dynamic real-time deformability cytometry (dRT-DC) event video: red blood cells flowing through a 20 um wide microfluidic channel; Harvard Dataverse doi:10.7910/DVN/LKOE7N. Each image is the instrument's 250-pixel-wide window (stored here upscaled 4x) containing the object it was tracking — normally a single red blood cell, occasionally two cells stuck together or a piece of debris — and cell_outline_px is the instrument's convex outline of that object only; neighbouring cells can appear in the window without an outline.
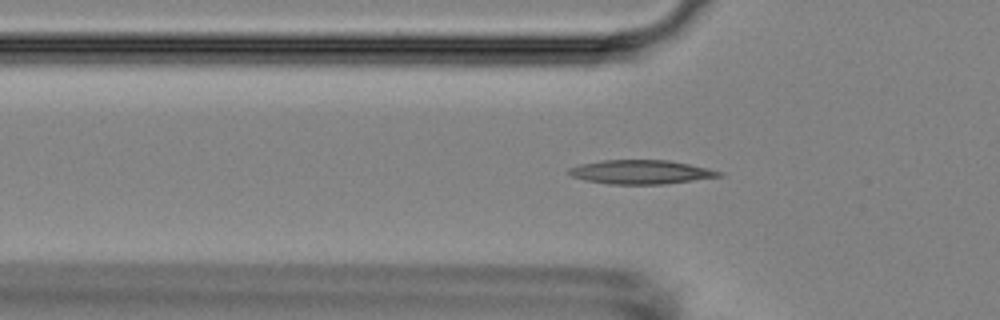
{"species": "Egyptian fruit bat (a non-hibernating species)", "species_latin": "Rousettus aegyptiacus", "temperature_condition": "room temperature", "stored_images_in_passage": 46, "segment_of_instrument_passage": [1, 2], "camera_frame_rate_fps": 3000, "um_per_image_px": 0.085, "animal": {"sex": "female"}, "frame": {"image": 1, "passage_image": 8, "time_ms": 2.333, "image_size_px": [1000, 320], "cell_outline_px": [[724, 176], [664, 184], [608, 184], [584, 180], [572, 176], [568, 172], [568, 168], [580, 164], [600, 160], [668, 160], [708, 168], [724, 172]], "centroid_in_image_um": [54.48, 14.62], "position_along_channel_um": 71.3, "area_um2": 21.04}}
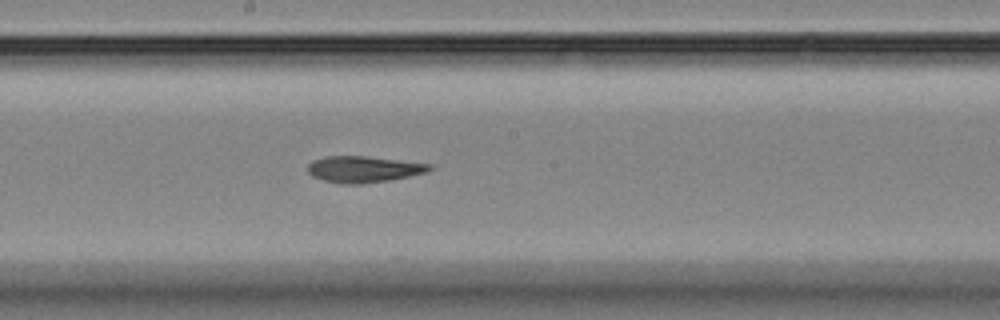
{"frame": {"image": 2, "passage_image": 20, "time_ms": 6.333, "image_size_px": [1000, 320], "cell_outline_px": [[432, 168], [428, 172], [388, 180], [360, 184], [340, 184], [324, 180], [312, 176], [308, 172], [308, 164], [312, 160], [324, 156], [364, 156], [432, 164]], "centroid_in_image_um": [30.87, 14.38], "position_along_channel_um": 217.3, "area_um2": 18.61}}
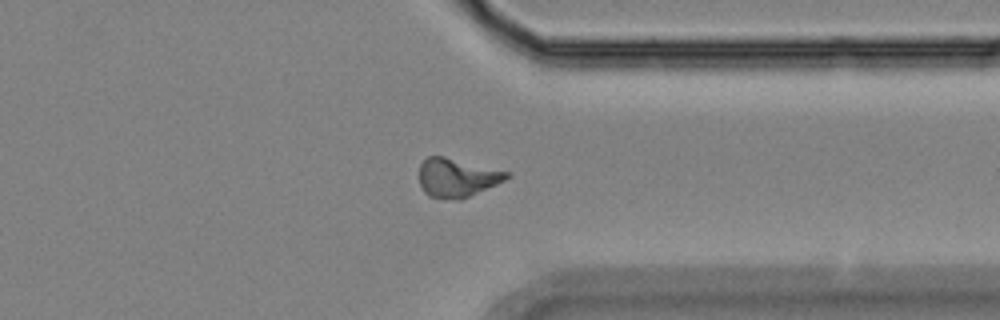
{"frame": {"image": 3, "passage_image": 33, "time_ms": 10.667, "image_size_px": [1000, 320], "cell_outline_px": [[512, 176], [496, 184], [460, 200], [456, 200], [428, 196], [424, 192], [420, 184], [420, 164], [428, 156], [444, 156], [512, 172]], "centroid_in_image_um": [38.86, 15.09], "position_along_channel_um": 372.5, "area_um2": 19.77}}